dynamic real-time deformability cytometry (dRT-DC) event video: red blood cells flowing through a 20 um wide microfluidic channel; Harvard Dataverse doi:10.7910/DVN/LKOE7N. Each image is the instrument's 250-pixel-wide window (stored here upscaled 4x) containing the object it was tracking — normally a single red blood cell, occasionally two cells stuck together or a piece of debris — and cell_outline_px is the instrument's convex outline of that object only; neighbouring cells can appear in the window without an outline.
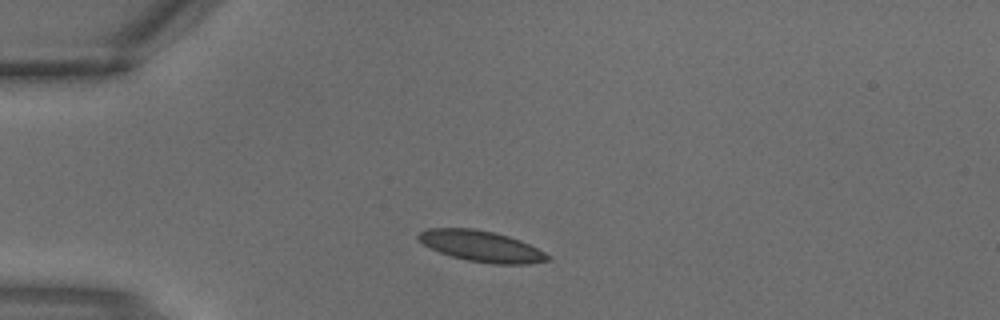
{"species": "common noctule bat (a hibernating species)", "species_latin": "Nyctalus noctula", "temperature_condition": "warm", "stored_images_in_passage": 1, "camera_frame_rate_fps": 3000, "um_per_image_px": 0.085, "animal": {"sex": "male", "body_mass_g": 18.8}, "frame": {"image": 1, "passage_image": 1, "time_ms": 0.0, "image_size_px": [1000, 320], "cell_outline_px": [[552, 260], [528, 264], [492, 264], [468, 260], [452, 256], [440, 252], [424, 244], [416, 236], [420, 232], [428, 228], [472, 228], [492, 232], [508, 236], [520, 240], [552, 256]], "centroid_in_image_um": [40.95, 20.93], "position_along_channel_um": 44.0, "area_um2": 23.12}}